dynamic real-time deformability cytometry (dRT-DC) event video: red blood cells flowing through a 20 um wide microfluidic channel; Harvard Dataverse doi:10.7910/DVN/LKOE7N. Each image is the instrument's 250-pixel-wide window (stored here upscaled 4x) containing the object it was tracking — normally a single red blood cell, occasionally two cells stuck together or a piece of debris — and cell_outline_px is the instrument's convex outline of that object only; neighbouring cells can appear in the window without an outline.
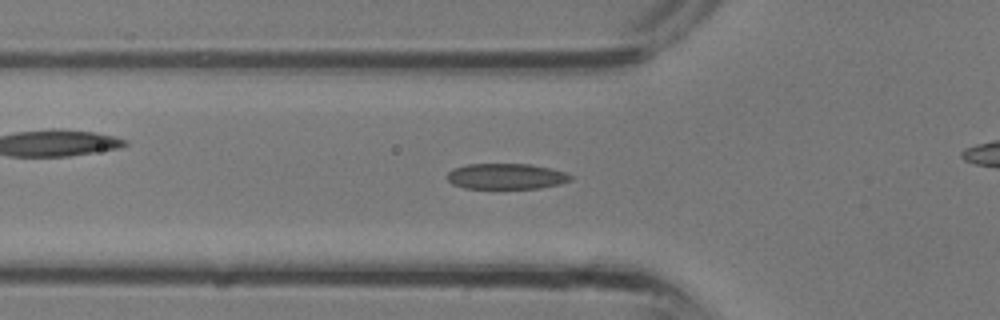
{"species": "common noctule bat (a hibernating species)", "species_latin": "Nyctalus noctula", "temperature_condition": "room temperature", "stored_images_in_passage": 29, "camera_frame_rate_fps": 3000, "um_per_image_px": 0.085, "animal": {"sex": "male", "body_mass_g": 13.3}, "frame": {"image": 1, "passage_image": 6, "time_ms": 1.667, "image_size_px": [1000, 320], "cell_outline_px": [[572, 180], [560, 184], [540, 188], [464, 188], [452, 184], [448, 180], [448, 172], [452, 168], [468, 164], [528, 164], [548, 168], [564, 172], [572, 176]], "centroid_in_image_um": [43.0, 14.99], "position_along_channel_um": 82.8, "area_um2": 18.38}}
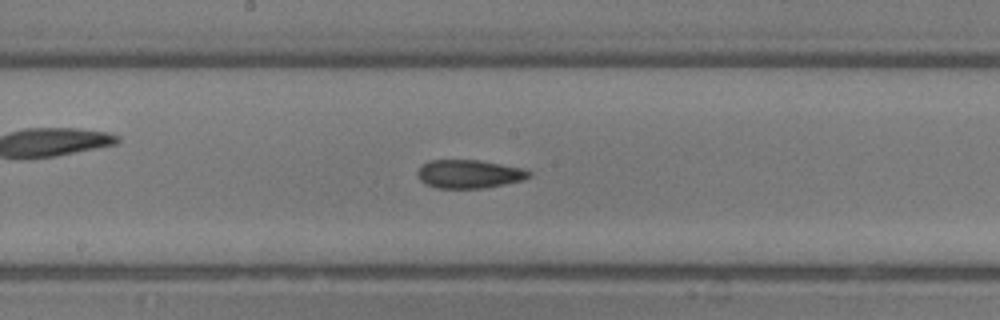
{"frame": {"image": 2, "passage_image": 12, "time_ms": 3.667, "image_size_px": [1000, 320], "cell_outline_px": [[532, 176], [524, 180], [484, 188], [436, 188], [420, 180], [416, 172], [428, 160], [480, 160], [524, 168], [532, 172]], "centroid_in_image_um": [39.92, 14.78], "position_along_channel_um": 208.3, "area_um2": 18.55}}
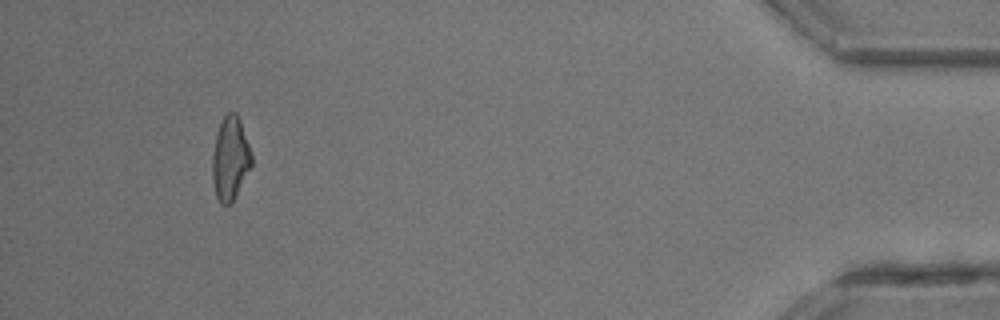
{"frame": {"image": 3, "passage_image": 29, "time_ms": 9.333, "image_size_px": [1000, 320], "cell_outline_px": [[252, 164], [232, 200], [228, 204], [220, 204], [216, 196], [212, 180], [212, 156], [216, 132], [224, 116], [228, 112], [236, 112], [240, 120], [252, 152]], "centroid_in_image_um": [19.56, 13.43], "position_along_channel_um": 415.6, "area_um2": 18.9}}